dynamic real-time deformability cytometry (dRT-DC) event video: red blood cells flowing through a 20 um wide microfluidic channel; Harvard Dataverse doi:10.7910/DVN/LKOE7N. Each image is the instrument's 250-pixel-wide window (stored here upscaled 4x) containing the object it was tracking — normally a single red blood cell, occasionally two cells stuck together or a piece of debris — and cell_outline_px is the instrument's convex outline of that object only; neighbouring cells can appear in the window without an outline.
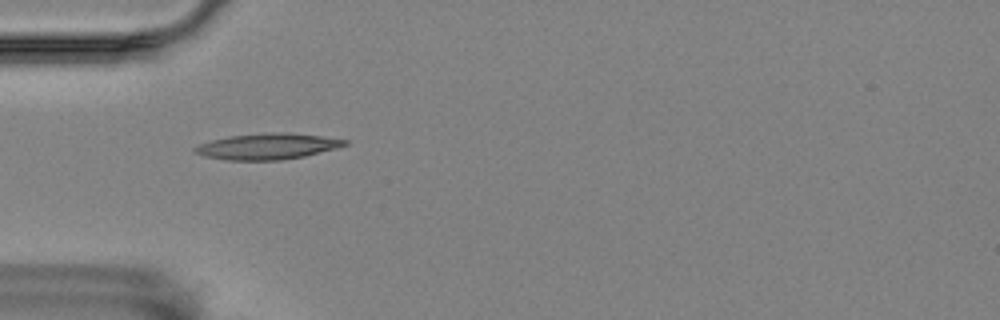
{"species": "Egyptian fruit bat (a non-hibernating species)", "species_latin": "Rousettus aegyptiacus", "temperature_condition": "room temperature", "stored_images_in_passage": 43, "camera_frame_rate_fps": 3000, "um_per_image_px": 0.085, "animal": {"sex": "female"}, "frame": {"image": 1, "passage_image": 4, "time_ms": 1.0, "image_size_px": [1000, 320], "cell_outline_px": [[348, 144], [336, 148], [304, 156], [280, 160], [228, 160], [204, 156], [196, 152], [192, 148], [200, 144], [212, 140], [228, 136], [268, 132], [288, 132], [320, 136], [348, 140]], "centroid_in_image_um": [22.73, 12.43], "position_along_channel_um": 62.3, "area_um2": 22.54}}
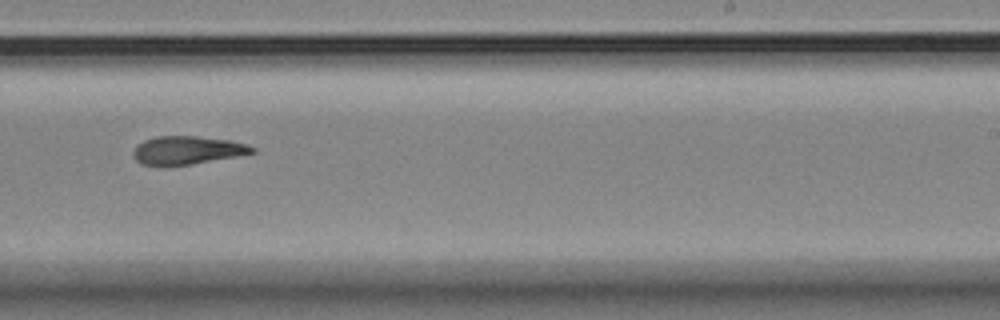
{"frame": {"image": 2, "passage_image": 22, "time_ms": 7.0, "image_size_px": [1000, 320], "cell_outline_px": [[256, 152], [236, 156], [168, 168], [164, 168], [140, 164], [132, 156], [132, 152], [136, 144], [144, 140], [156, 136], [196, 136], [228, 140], [248, 144], [256, 148]], "centroid_in_image_um": [15.83, 12.8], "position_along_channel_um": 273.2, "area_um2": 20.11}}
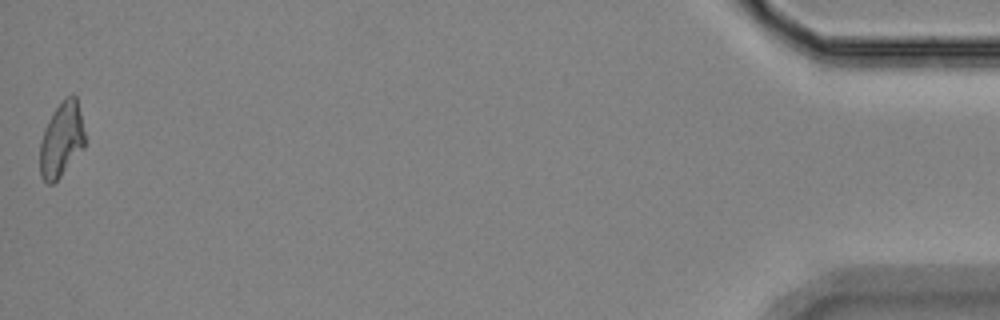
{"frame": {"image": 3, "passage_image": 43, "time_ms": 14.0, "image_size_px": [1000, 320], "cell_outline_px": [[84, 148], [60, 176], [52, 184], [48, 184], [40, 176], [40, 140], [44, 128], [52, 112], [72, 92], [76, 96], [80, 112], [84, 132]], "centroid_in_image_um": [5.21, 11.87], "position_along_channel_um": 430.0, "area_um2": 19.42}}